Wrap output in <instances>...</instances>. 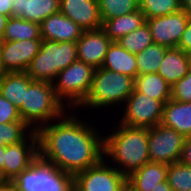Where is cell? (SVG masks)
Listing matches in <instances>:
<instances>
[{
  "mask_svg": "<svg viewBox=\"0 0 191 191\" xmlns=\"http://www.w3.org/2000/svg\"><path fill=\"white\" fill-rule=\"evenodd\" d=\"M80 114L68 109L60 118L36 131L39 156L73 176L104 158V132L101 130L105 123L98 127L101 115H95V120L91 121L89 115L81 117Z\"/></svg>",
  "mask_w": 191,
  "mask_h": 191,
  "instance_id": "obj_1",
  "label": "cell"
},
{
  "mask_svg": "<svg viewBox=\"0 0 191 191\" xmlns=\"http://www.w3.org/2000/svg\"><path fill=\"white\" fill-rule=\"evenodd\" d=\"M109 120L111 125H105L109 132L105 130L107 128L103 130L104 159L128 177L150 161L148 128L123 125L116 120L114 121L113 117H110L107 121L109 122Z\"/></svg>",
  "mask_w": 191,
  "mask_h": 191,
  "instance_id": "obj_2",
  "label": "cell"
},
{
  "mask_svg": "<svg viewBox=\"0 0 191 191\" xmlns=\"http://www.w3.org/2000/svg\"><path fill=\"white\" fill-rule=\"evenodd\" d=\"M134 83L135 80L127 75L110 71L103 67L97 68L94 70L90 92L85 101L76 110H81L80 112L83 113L86 109L85 111L88 110L87 114L91 110L90 112L94 113L93 115L97 112L100 114H104L105 112L104 120L106 125H108L109 123L106 120L109 117L106 116V110L107 115L110 114V111L112 112V116L111 114L109 116L113 117L133 92Z\"/></svg>",
  "mask_w": 191,
  "mask_h": 191,
  "instance_id": "obj_3",
  "label": "cell"
},
{
  "mask_svg": "<svg viewBox=\"0 0 191 191\" xmlns=\"http://www.w3.org/2000/svg\"><path fill=\"white\" fill-rule=\"evenodd\" d=\"M68 109L57 98L53 83L31 81L25 90L21 108L18 110L22 121L32 130L60 118Z\"/></svg>",
  "mask_w": 191,
  "mask_h": 191,
  "instance_id": "obj_4",
  "label": "cell"
},
{
  "mask_svg": "<svg viewBox=\"0 0 191 191\" xmlns=\"http://www.w3.org/2000/svg\"><path fill=\"white\" fill-rule=\"evenodd\" d=\"M77 60L76 42L43 40L26 73L33 81L53 83L61 70Z\"/></svg>",
  "mask_w": 191,
  "mask_h": 191,
  "instance_id": "obj_5",
  "label": "cell"
},
{
  "mask_svg": "<svg viewBox=\"0 0 191 191\" xmlns=\"http://www.w3.org/2000/svg\"><path fill=\"white\" fill-rule=\"evenodd\" d=\"M10 184L16 191H74V176L38 156Z\"/></svg>",
  "mask_w": 191,
  "mask_h": 191,
  "instance_id": "obj_6",
  "label": "cell"
},
{
  "mask_svg": "<svg viewBox=\"0 0 191 191\" xmlns=\"http://www.w3.org/2000/svg\"><path fill=\"white\" fill-rule=\"evenodd\" d=\"M94 68L82 61H74L61 70L53 82L57 98L67 109L76 110L88 96Z\"/></svg>",
  "mask_w": 191,
  "mask_h": 191,
  "instance_id": "obj_7",
  "label": "cell"
},
{
  "mask_svg": "<svg viewBox=\"0 0 191 191\" xmlns=\"http://www.w3.org/2000/svg\"><path fill=\"white\" fill-rule=\"evenodd\" d=\"M163 107L164 104L161 101L142 94L134 88L117 112L118 115H114L116 116L114 120L123 125L152 128L161 124Z\"/></svg>",
  "mask_w": 191,
  "mask_h": 191,
  "instance_id": "obj_8",
  "label": "cell"
},
{
  "mask_svg": "<svg viewBox=\"0 0 191 191\" xmlns=\"http://www.w3.org/2000/svg\"><path fill=\"white\" fill-rule=\"evenodd\" d=\"M74 191H127V177L102 158L74 175Z\"/></svg>",
  "mask_w": 191,
  "mask_h": 191,
  "instance_id": "obj_9",
  "label": "cell"
},
{
  "mask_svg": "<svg viewBox=\"0 0 191 191\" xmlns=\"http://www.w3.org/2000/svg\"><path fill=\"white\" fill-rule=\"evenodd\" d=\"M185 137L176 130L157 124L148 128V150L151 162L170 165L178 162Z\"/></svg>",
  "mask_w": 191,
  "mask_h": 191,
  "instance_id": "obj_10",
  "label": "cell"
},
{
  "mask_svg": "<svg viewBox=\"0 0 191 191\" xmlns=\"http://www.w3.org/2000/svg\"><path fill=\"white\" fill-rule=\"evenodd\" d=\"M38 156V135L34 130L23 141L6 145L4 182L10 183L22 171L27 169Z\"/></svg>",
  "mask_w": 191,
  "mask_h": 191,
  "instance_id": "obj_11",
  "label": "cell"
},
{
  "mask_svg": "<svg viewBox=\"0 0 191 191\" xmlns=\"http://www.w3.org/2000/svg\"><path fill=\"white\" fill-rule=\"evenodd\" d=\"M189 16L183 11L146 19L155 44L172 48L177 47L184 33Z\"/></svg>",
  "mask_w": 191,
  "mask_h": 191,
  "instance_id": "obj_12",
  "label": "cell"
},
{
  "mask_svg": "<svg viewBox=\"0 0 191 191\" xmlns=\"http://www.w3.org/2000/svg\"><path fill=\"white\" fill-rule=\"evenodd\" d=\"M43 40L4 41L1 62L8 73L26 72Z\"/></svg>",
  "mask_w": 191,
  "mask_h": 191,
  "instance_id": "obj_13",
  "label": "cell"
},
{
  "mask_svg": "<svg viewBox=\"0 0 191 191\" xmlns=\"http://www.w3.org/2000/svg\"><path fill=\"white\" fill-rule=\"evenodd\" d=\"M111 43L102 28L84 31L76 42L78 60L94 69L100 68Z\"/></svg>",
  "mask_w": 191,
  "mask_h": 191,
  "instance_id": "obj_14",
  "label": "cell"
},
{
  "mask_svg": "<svg viewBox=\"0 0 191 191\" xmlns=\"http://www.w3.org/2000/svg\"><path fill=\"white\" fill-rule=\"evenodd\" d=\"M60 12L84 31L102 28L98 0H60Z\"/></svg>",
  "mask_w": 191,
  "mask_h": 191,
  "instance_id": "obj_15",
  "label": "cell"
},
{
  "mask_svg": "<svg viewBox=\"0 0 191 191\" xmlns=\"http://www.w3.org/2000/svg\"><path fill=\"white\" fill-rule=\"evenodd\" d=\"M42 40L77 42L84 30L60 11L50 15L40 24Z\"/></svg>",
  "mask_w": 191,
  "mask_h": 191,
  "instance_id": "obj_16",
  "label": "cell"
},
{
  "mask_svg": "<svg viewBox=\"0 0 191 191\" xmlns=\"http://www.w3.org/2000/svg\"><path fill=\"white\" fill-rule=\"evenodd\" d=\"M60 11V0H12V16L37 24Z\"/></svg>",
  "mask_w": 191,
  "mask_h": 191,
  "instance_id": "obj_17",
  "label": "cell"
},
{
  "mask_svg": "<svg viewBox=\"0 0 191 191\" xmlns=\"http://www.w3.org/2000/svg\"><path fill=\"white\" fill-rule=\"evenodd\" d=\"M168 165L147 162L127 177V191H151L157 183L166 181Z\"/></svg>",
  "mask_w": 191,
  "mask_h": 191,
  "instance_id": "obj_18",
  "label": "cell"
},
{
  "mask_svg": "<svg viewBox=\"0 0 191 191\" xmlns=\"http://www.w3.org/2000/svg\"><path fill=\"white\" fill-rule=\"evenodd\" d=\"M161 124L184 137H191V102L169 99L163 107Z\"/></svg>",
  "mask_w": 191,
  "mask_h": 191,
  "instance_id": "obj_19",
  "label": "cell"
},
{
  "mask_svg": "<svg viewBox=\"0 0 191 191\" xmlns=\"http://www.w3.org/2000/svg\"><path fill=\"white\" fill-rule=\"evenodd\" d=\"M190 68L189 55L179 47H172L167 48L158 74L173 86L188 73Z\"/></svg>",
  "mask_w": 191,
  "mask_h": 191,
  "instance_id": "obj_20",
  "label": "cell"
},
{
  "mask_svg": "<svg viewBox=\"0 0 191 191\" xmlns=\"http://www.w3.org/2000/svg\"><path fill=\"white\" fill-rule=\"evenodd\" d=\"M101 67L127 75L134 80L138 75L135 54L128 52L117 42L110 44Z\"/></svg>",
  "mask_w": 191,
  "mask_h": 191,
  "instance_id": "obj_21",
  "label": "cell"
},
{
  "mask_svg": "<svg viewBox=\"0 0 191 191\" xmlns=\"http://www.w3.org/2000/svg\"><path fill=\"white\" fill-rule=\"evenodd\" d=\"M146 23V18L140 9L122 16L105 20L102 29L112 42L119 41L126 34L134 32Z\"/></svg>",
  "mask_w": 191,
  "mask_h": 191,
  "instance_id": "obj_22",
  "label": "cell"
},
{
  "mask_svg": "<svg viewBox=\"0 0 191 191\" xmlns=\"http://www.w3.org/2000/svg\"><path fill=\"white\" fill-rule=\"evenodd\" d=\"M134 88L163 104L171 99V85L158 73L137 75Z\"/></svg>",
  "mask_w": 191,
  "mask_h": 191,
  "instance_id": "obj_23",
  "label": "cell"
},
{
  "mask_svg": "<svg viewBox=\"0 0 191 191\" xmlns=\"http://www.w3.org/2000/svg\"><path fill=\"white\" fill-rule=\"evenodd\" d=\"M31 81L26 72L7 73L0 82V94L19 110Z\"/></svg>",
  "mask_w": 191,
  "mask_h": 191,
  "instance_id": "obj_24",
  "label": "cell"
},
{
  "mask_svg": "<svg viewBox=\"0 0 191 191\" xmlns=\"http://www.w3.org/2000/svg\"><path fill=\"white\" fill-rule=\"evenodd\" d=\"M42 40L40 25L22 18L9 17L3 41Z\"/></svg>",
  "mask_w": 191,
  "mask_h": 191,
  "instance_id": "obj_25",
  "label": "cell"
},
{
  "mask_svg": "<svg viewBox=\"0 0 191 191\" xmlns=\"http://www.w3.org/2000/svg\"><path fill=\"white\" fill-rule=\"evenodd\" d=\"M166 50L167 47L153 43L142 52L135 54L138 75L158 73Z\"/></svg>",
  "mask_w": 191,
  "mask_h": 191,
  "instance_id": "obj_26",
  "label": "cell"
},
{
  "mask_svg": "<svg viewBox=\"0 0 191 191\" xmlns=\"http://www.w3.org/2000/svg\"><path fill=\"white\" fill-rule=\"evenodd\" d=\"M117 43L128 52L137 54L153 44V38L147 23L130 34L123 36Z\"/></svg>",
  "mask_w": 191,
  "mask_h": 191,
  "instance_id": "obj_27",
  "label": "cell"
},
{
  "mask_svg": "<svg viewBox=\"0 0 191 191\" xmlns=\"http://www.w3.org/2000/svg\"><path fill=\"white\" fill-rule=\"evenodd\" d=\"M102 21L139 9V0H98Z\"/></svg>",
  "mask_w": 191,
  "mask_h": 191,
  "instance_id": "obj_28",
  "label": "cell"
},
{
  "mask_svg": "<svg viewBox=\"0 0 191 191\" xmlns=\"http://www.w3.org/2000/svg\"><path fill=\"white\" fill-rule=\"evenodd\" d=\"M139 9L146 19L165 16L181 10L180 0H139Z\"/></svg>",
  "mask_w": 191,
  "mask_h": 191,
  "instance_id": "obj_29",
  "label": "cell"
},
{
  "mask_svg": "<svg viewBox=\"0 0 191 191\" xmlns=\"http://www.w3.org/2000/svg\"><path fill=\"white\" fill-rule=\"evenodd\" d=\"M166 180L173 191H191V166L179 161L168 165Z\"/></svg>",
  "mask_w": 191,
  "mask_h": 191,
  "instance_id": "obj_30",
  "label": "cell"
},
{
  "mask_svg": "<svg viewBox=\"0 0 191 191\" xmlns=\"http://www.w3.org/2000/svg\"><path fill=\"white\" fill-rule=\"evenodd\" d=\"M33 130L24 122L0 124V141L5 145L23 141Z\"/></svg>",
  "mask_w": 191,
  "mask_h": 191,
  "instance_id": "obj_31",
  "label": "cell"
},
{
  "mask_svg": "<svg viewBox=\"0 0 191 191\" xmlns=\"http://www.w3.org/2000/svg\"><path fill=\"white\" fill-rule=\"evenodd\" d=\"M171 99L191 102V68L181 80L171 86Z\"/></svg>",
  "mask_w": 191,
  "mask_h": 191,
  "instance_id": "obj_32",
  "label": "cell"
},
{
  "mask_svg": "<svg viewBox=\"0 0 191 191\" xmlns=\"http://www.w3.org/2000/svg\"><path fill=\"white\" fill-rule=\"evenodd\" d=\"M22 121L18 109L0 94V124Z\"/></svg>",
  "mask_w": 191,
  "mask_h": 191,
  "instance_id": "obj_33",
  "label": "cell"
},
{
  "mask_svg": "<svg viewBox=\"0 0 191 191\" xmlns=\"http://www.w3.org/2000/svg\"><path fill=\"white\" fill-rule=\"evenodd\" d=\"M177 47H179L187 54L191 53V17H189L187 21L186 29L182 34L180 42L178 43Z\"/></svg>",
  "mask_w": 191,
  "mask_h": 191,
  "instance_id": "obj_34",
  "label": "cell"
},
{
  "mask_svg": "<svg viewBox=\"0 0 191 191\" xmlns=\"http://www.w3.org/2000/svg\"><path fill=\"white\" fill-rule=\"evenodd\" d=\"M179 162L191 166V137H185Z\"/></svg>",
  "mask_w": 191,
  "mask_h": 191,
  "instance_id": "obj_35",
  "label": "cell"
},
{
  "mask_svg": "<svg viewBox=\"0 0 191 191\" xmlns=\"http://www.w3.org/2000/svg\"><path fill=\"white\" fill-rule=\"evenodd\" d=\"M0 14L12 16V0H0Z\"/></svg>",
  "mask_w": 191,
  "mask_h": 191,
  "instance_id": "obj_36",
  "label": "cell"
},
{
  "mask_svg": "<svg viewBox=\"0 0 191 191\" xmlns=\"http://www.w3.org/2000/svg\"><path fill=\"white\" fill-rule=\"evenodd\" d=\"M181 10H183L189 17H191V0H180Z\"/></svg>",
  "mask_w": 191,
  "mask_h": 191,
  "instance_id": "obj_37",
  "label": "cell"
},
{
  "mask_svg": "<svg viewBox=\"0 0 191 191\" xmlns=\"http://www.w3.org/2000/svg\"><path fill=\"white\" fill-rule=\"evenodd\" d=\"M9 17L0 14V39L3 40V34Z\"/></svg>",
  "mask_w": 191,
  "mask_h": 191,
  "instance_id": "obj_38",
  "label": "cell"
},
{
  "mask_svg": "<svg viewBox=\"0 0 191 191\" xmlns=\"http://www.w3.org/2000/svg\"><path fill=\"white\" fill-rule=\"evenodd\" d=\"M5 148H0V177L4 181Z\"/></svg>",
  "mask_w": 191,
  "mask_h": 191,
  "instance_id": "obj_39",
  "label": "cell"
},
{
  "mask_svg": "<svg viewBox=\"0 0 191 191\" xmlns=\"http://www.w3.org/2000/svg\"><path fill=\"white\" fill-rule=\"evenodd\" d=\"M151 191H173L169 186L167 180L161 183H157V187L152 189Z\"/></svg>",
  "mask_w": 191,
  "mask_h": 191,
  "instance_id": "obj_40",
  "label": "cell"
},
{
  "mask_svg": "<svg viewBox=\"0 0 191 191\" xmlns=\"http://www.w3.org/2000/svg\"><path fill=\"white\" fill-rule=\"evenodd\" d=\"M0 191H16V189L10 183H4Z\"/></svg>",
  "mask_w": 191,
  "mask_h": 191,
  "instance_id": "obj_41",
  "label": "cell"
},
{
  "mask_svg": "<svg viewBox=\"0 0 191 191\" xmlns=\"http://www.w3.org/2000/svg\"><path fill=\"white\" fill-rule=\"evenodd\" d=\"M7 73L8 72L5 70L4 66L2 65V62H0V82L3 80Z\"/></svg>",
  "mask_w": 191,
  "mask_h": 191,
  "instance_id": "obj_42",
  "label": "cell"
},
{
  "mask_svg": "<svg viewBox=\"0 0 191 191\" xmlns=\"http://www.w3.org/2000/svg\"><path fill=\"white\" fill-rule=\"evenodd\" d=\"M3 40L0 39V62H1V58H2V48H3Z\"/></svg>",
  "mask_w": 191,
  "mask_h": 191,
  "instance_id": "obj_43",
  "label": "cell"
},
{
  "mask_svg": "<svg viewBox=\"0 0 191 191\" xmlns=\"http://www.w3.org/2000/svg\"><path fill=\"white\" fill-rule=\"evenodd\" d=\"M5 147H6V145L0 141V148H5Z\"/></svg>",
  "mask_w": 191,
  "mask_h": 191,
  "instance_id": "obj_44",
  "label": "cell"
},
{
  "mask_svg": "<svg viewBox=\"0 0 191 191\" xmlns=\"http://www.w3.org/2000/svg\"><path fill=\"white\" fill-rule=\"evenodd\" d=\"M4 181L1 179V177H0V188L4 185Z\"/></svg>",
  "mask_w": 191,
  "mask_h": 191,
  "instance_id": "obj_45",
  "label": "cell"
},
{
  "mask_svg": "<svg viewBox=\"0 0 191 191\" xmlns=\"http://www.w3.org/2000/svg\"><path fill=\"white\" fill-rule=\"evenodd\" d=\"M189 55V59H190V67H191V53L188 54Z\"/></svg>",
  "mask_w": 191,
  "mask_h": 191,
  "instance_id": "obj_46",
  "label": "cell"
}]
</instances>
